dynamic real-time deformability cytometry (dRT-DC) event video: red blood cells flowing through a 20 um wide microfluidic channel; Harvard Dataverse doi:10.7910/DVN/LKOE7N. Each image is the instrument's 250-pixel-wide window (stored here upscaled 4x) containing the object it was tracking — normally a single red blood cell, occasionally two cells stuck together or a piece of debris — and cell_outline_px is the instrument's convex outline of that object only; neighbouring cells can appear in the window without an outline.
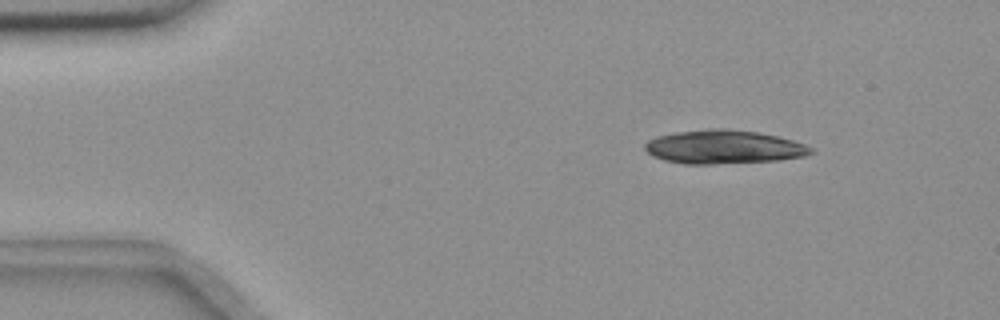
{"species": "common noctule bat (a hibernating species)", "species_latin": "Nyctalus noctula", "temperature_condition": "room temperature", "stored_images_in_passage": 21, "camera_frame_rate_fps": 3000, "um_per_image_px": 0.085, "animal": {"sex": "female", "body_mass_g": 18.4}, "frame": {"image": 1, "passage_image": 7, "time_ms": 2.0, "image_size_px": [1000, 320], "cell_outline_px": [[816, 152], [804, 156], [776, 160], [712, 164], [684, 164], [664, 160], [652, 156], [644, 148], [644, 144], [648, 140], [656, 136], [676, 132], [708, 128], [724, 128], [756, 132], [776, 136], [792, 140], [804, 144], [812, 148]], "centroid_in_image_um": [61.48, 12.49], "position_along_channel_um": 23.5, "area_um2": 32.54}}